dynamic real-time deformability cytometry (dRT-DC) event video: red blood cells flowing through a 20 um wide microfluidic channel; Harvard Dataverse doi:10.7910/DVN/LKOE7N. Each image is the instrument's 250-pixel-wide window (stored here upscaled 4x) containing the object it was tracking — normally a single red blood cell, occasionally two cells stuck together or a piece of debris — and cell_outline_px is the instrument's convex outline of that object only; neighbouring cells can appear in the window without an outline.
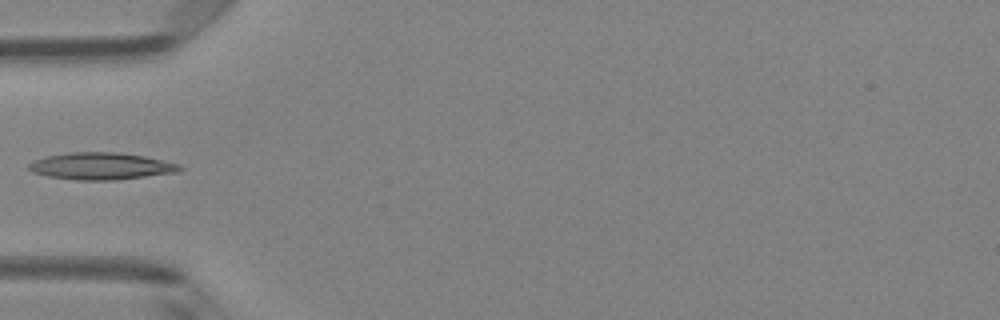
{"species": "Egyptian fruit bat (a non-hibernating species)", "species_latin": "Rousettus aegyptiacus", "temperature_condition": "room temperature", "stored_images_in_passage": 5, "camera_frame_rate_fps": 3000, "um_per_image_px": 0.085, "animal": {"sex": "female"}, "frame": {"image": 1, "passage_image": 5, "time_ms": 1.333, "image_size_px": [1000, 320], "cell_outline_px": [[184, 168], [180, 172], [116, 180], [76, 180], [48, 176], [32, 172], [28, 168], [28, 164], [44, 156], [68, 152], [116, 152], [144, 156], [180, 164]], "centroid_in_image_um": [8.61, 14.12], "position_along_channel_um": 76.4, "area_um2": 23.87}}